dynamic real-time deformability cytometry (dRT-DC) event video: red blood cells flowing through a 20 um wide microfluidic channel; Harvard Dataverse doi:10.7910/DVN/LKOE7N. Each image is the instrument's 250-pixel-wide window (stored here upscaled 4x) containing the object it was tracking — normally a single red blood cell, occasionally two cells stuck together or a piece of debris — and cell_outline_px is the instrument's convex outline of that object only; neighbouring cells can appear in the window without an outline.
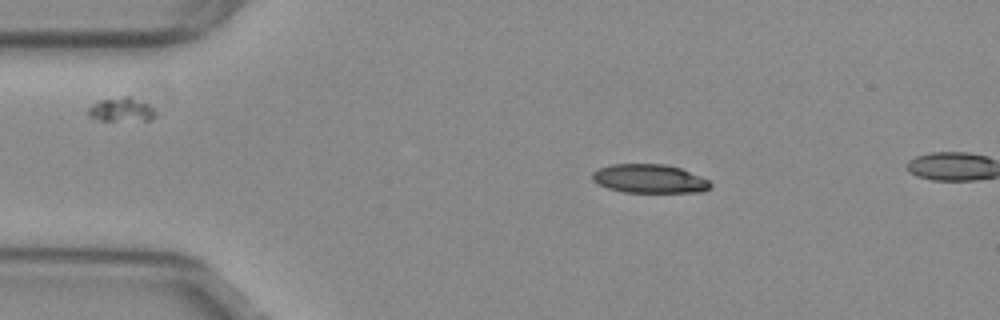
{"species": "common noctule bat (a hibernating species)", "species_latin": "Nyctalus noctula", "temperature_condition": "warm", "stored_images_in_passage": 11, "camera_frame_rate_fps": 3000, "um_per_image_px": 0.085, "animal": {"sex": "female", "body_mass_g": 29.2, "forearm_length_mm": 56.3}, "frame": {"image": 1, "passage_image": 7, "time_ms": 2.0, "image_size_px": [1000, 320], "cell_outline_px": [[712, 188], [704, 192], [624, 192], [608, 188], [596, 184], [592, 180], [592, 172], [596, 168], [612, 164], [664, 164], [680, 168], [700, 176], [708, 180], [712, 184]], "centroid_in_image_um": [55.18, 15.19], "position_along_channel_um": 29.8, "area_um2": 20.0}}